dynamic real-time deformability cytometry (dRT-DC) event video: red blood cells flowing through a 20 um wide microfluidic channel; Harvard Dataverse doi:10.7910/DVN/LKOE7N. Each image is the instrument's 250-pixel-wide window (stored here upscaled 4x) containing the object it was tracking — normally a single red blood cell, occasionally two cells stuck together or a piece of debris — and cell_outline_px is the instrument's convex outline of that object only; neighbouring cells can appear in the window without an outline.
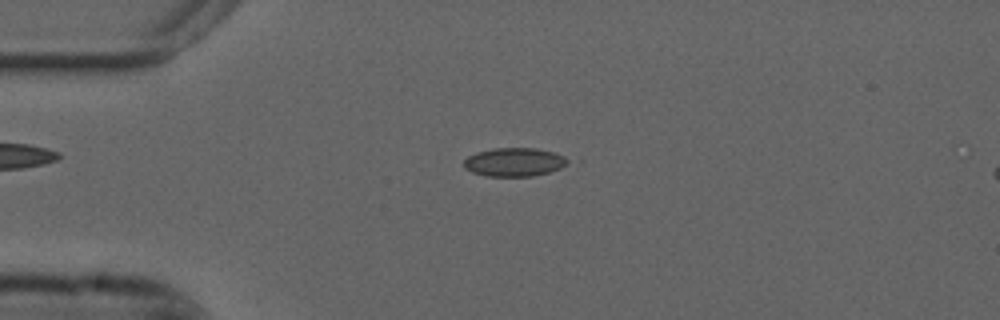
{"species": "common noctule bat (a hibernating species)", "species_latin": "Nyctalus noctula", "temperature_condition": "cold", "stored_images_in_passage": 55, "camera_frame_rate_fps": 3000, "um_per_image_px": 0.085, "animal": {"sex": "male", "forearm_length_mm": 52.5}, "frame": {"image": 1, "passage_image": 13, "time_ms": 4.0, "image_size_px": [1000, 320], "cell_outline_px": [[572, 160], [560, 168], [548, 172], [532, 176], [484, 176], [472, 172], [464, 168], [464, 160], [468, 156], [476, 152], [492, 148], [536, 148], [552, 152], [564, 156]], "centroid_in_image_um": [43.7, 13.77], "position_along_channel_um": 41.3, "area_um2": 17.34}}
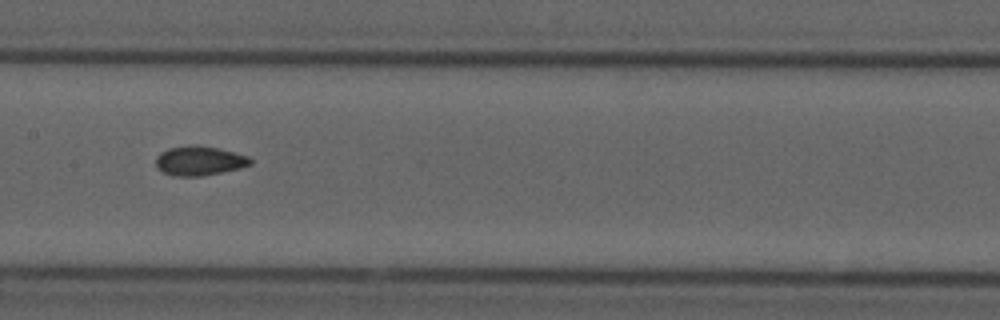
{"frame": {"image": 2, "passage_image": 27, "time_ms": 8.667, "image_size_px": [1000, 320], "cell_outline_px": [[252, 164], [240, 168], [200, 176], [172, 176], [164, 172], [156, 164], [156, 156], [160, 152], [168, 148], [188, 144], [196, 144], [216, 148], [248, 156], [252, 160]], "centroid_in_image_um": [16.92, 13.65], "position_along_channel_um": 190.5, "area_um2": 16.13}}
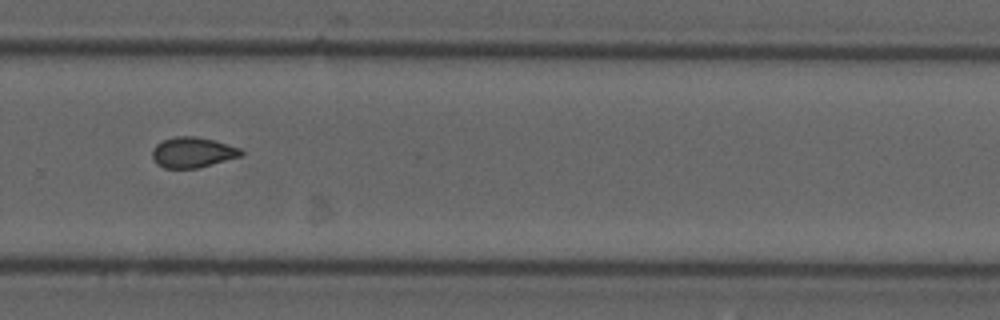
{"frame": {"image": 3, "passage_image": 37, "time_ms": 12.0, "image_size_px": [1000, 320], "cell_outline_px": [[244, 152], [240, 156], [196, 168], [164, 168], [156, 164], [152, 156], [152, 148], [156, 144], [164, 140], [176, 136], [196, 136], [212, 140], [240, 148]], "centroid_in_image_um": [16.32, 12.95], "position_along_channel_um": 313.5, "area_um2": 15.55}, "authors_computed_cell_mechanics": {"area_um2": 15.9528, "velocity_mm_per_s": 3.7018, "shape_relaxation_time_tau1_ms": null, "shape_relaxation_time_tau2_ms": 2.623, "deformation_change_tau1": null, "deformation_change_tau2": 0.0634}}